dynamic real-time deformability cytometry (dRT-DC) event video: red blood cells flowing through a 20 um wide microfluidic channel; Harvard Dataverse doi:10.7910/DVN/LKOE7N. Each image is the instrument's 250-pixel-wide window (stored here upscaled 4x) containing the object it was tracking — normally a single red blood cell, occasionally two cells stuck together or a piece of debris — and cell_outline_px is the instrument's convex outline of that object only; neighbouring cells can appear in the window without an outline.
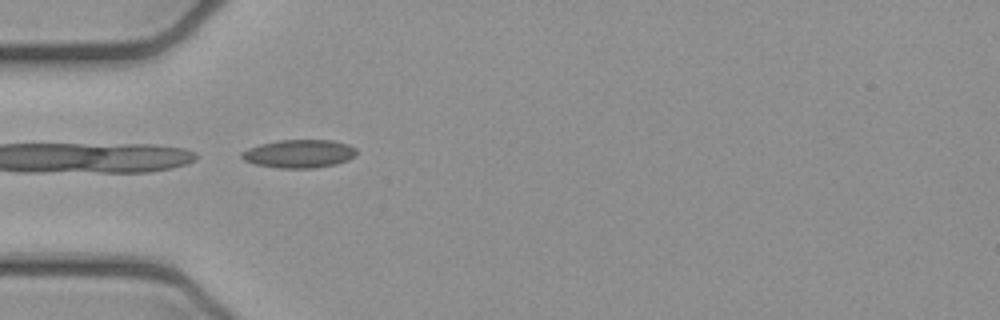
{"species": "common noctule bat (a hibernating species)", "species_latin": "Nyctalus noctula", "temperature_condition": "cold", "stored_images_in_passage": 3, "camera_frame_rate_fps": 3000, "um_per_image_px": 0.085, "animal": {"sex": "female", "body_mass_g": 21.9}, "frame": {"image": 1, "passage_image": 2, "time_ms": 0.333, "image_size_px": [1000, 320], "cell_outline_px": [[356, 156], [348, 160], [336, 164], [316, 168], [280, 168], [256, 164], [244, 160], [240, 156], [240, 152], [248, 148], [260, 144], [280, 140], [332, 140], [348, 144], [356, 148]], "centroid_in_image_um": [25.44, 13.06], "position_along_channel_um": 59.6, "area_um2": 18.96}}
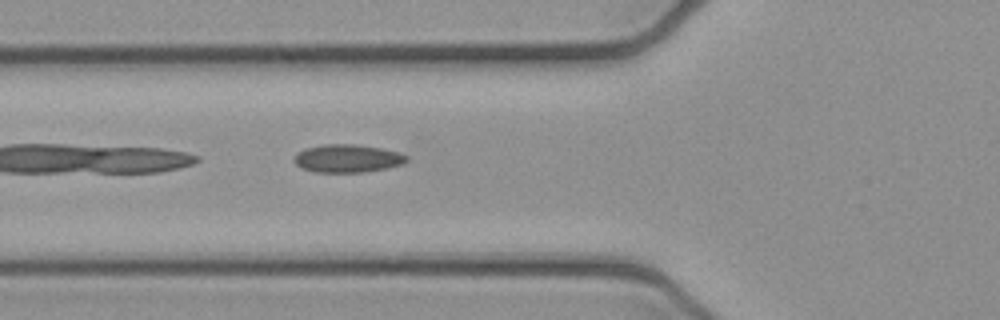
{"frame": {"image": 2, "passage_image": 3, "time_ms": 0.667, "image_size_px": [1000, 320], "cell_outline_px": [[408, 160], [400, 164], [388, 168], [364, 172], [316, 172], [300, 168], [292, 160], [296, 152], [304, 148], [324, 144], [352, 144], [380, 148], [396, 152], [408, 156]], "centroid_in_image_um": [29.46, 13.47], "position_along_channel_um": 96.3, "area_um2": 18.38}}